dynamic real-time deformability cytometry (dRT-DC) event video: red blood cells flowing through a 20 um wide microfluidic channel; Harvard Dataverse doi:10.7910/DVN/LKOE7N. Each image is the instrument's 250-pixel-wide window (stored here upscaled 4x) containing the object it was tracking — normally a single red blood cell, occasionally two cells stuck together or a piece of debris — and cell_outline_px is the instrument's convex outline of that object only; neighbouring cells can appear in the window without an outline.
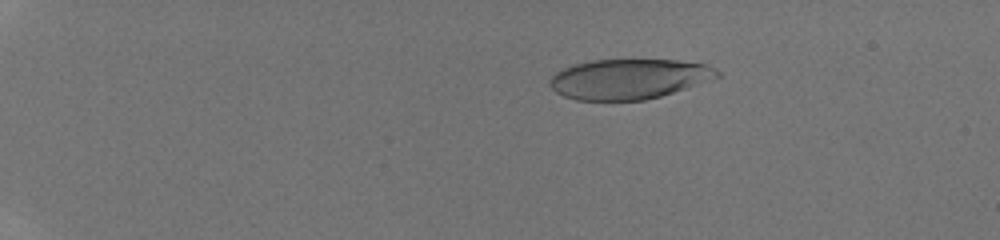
{"species": "human", "species_latin": "Homo sapiens", "temperature_condition": "room temperature", "stored_images_in_passage": 47, "camera_frame_rate_fps": 3000, "um_per_image_px": 0.085, "donor": {"sex": "male"}, "frame": {"image": 1, "passage_image": 11, "time_ms": 3.333, "image_size_px": [1000, 240], "cell_outline_px": [[724, 76], [660, 96], [644, 100], [576, 100], [564, 96], [556, 92], [548, 84], [548, 80], [556, 72], [572, 64], [592, 60], [676, 60], [704, 64], [716, 68]], "centroid_in_image_um": [53.46, 6.71], "position_along_channel_um": 31.5, "area_um2": 39.19}}
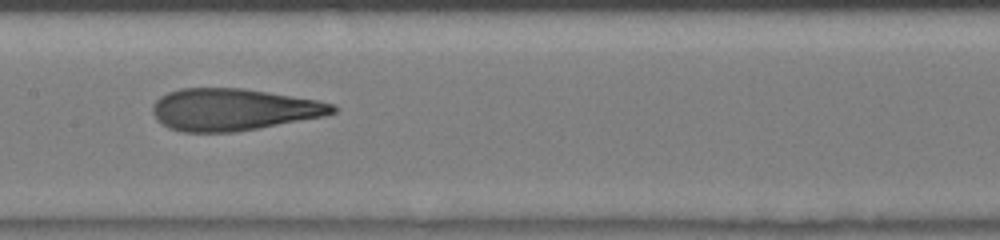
{"frame": {"image": 2, "passage_image": 28, "time_ms": 9.0, "image_size_px": [1000, 240], "cell_outline_px": [[340, 108], [336, 112], [324, 116], [256, 128], [232, 132], [184, 132], [168, 128], [156, 120], [152, 112], [152, 104], [160, 96], [168, 92], [180, 88], [244, 88], [316, 100], [332, 104]], "centroid_in_image_um": [19.78, 9.3], "position_along_channel_um": 187.6, "area_um2": 43.93}}
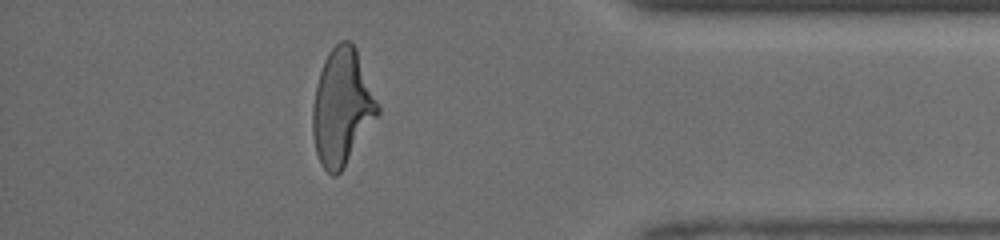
{"frame": {"image": 3, "passage_image": 43, "time_ms": 14.0, "image_size_px": [1000, 240], "cell_outline_px": [[380, 112], [344, 168], [336, 176], [332, 176], [324, 168], [316, 152], [312, 132], [312, 108], [316, 84], [324, 60], [328, 52], [340, 40], [352, 40], [356, 48], [380, 108]], "centroid_in_image_um": [29.06, 9.09], "position_along_channel_um": 406.1, "area_um2": 43.93}}